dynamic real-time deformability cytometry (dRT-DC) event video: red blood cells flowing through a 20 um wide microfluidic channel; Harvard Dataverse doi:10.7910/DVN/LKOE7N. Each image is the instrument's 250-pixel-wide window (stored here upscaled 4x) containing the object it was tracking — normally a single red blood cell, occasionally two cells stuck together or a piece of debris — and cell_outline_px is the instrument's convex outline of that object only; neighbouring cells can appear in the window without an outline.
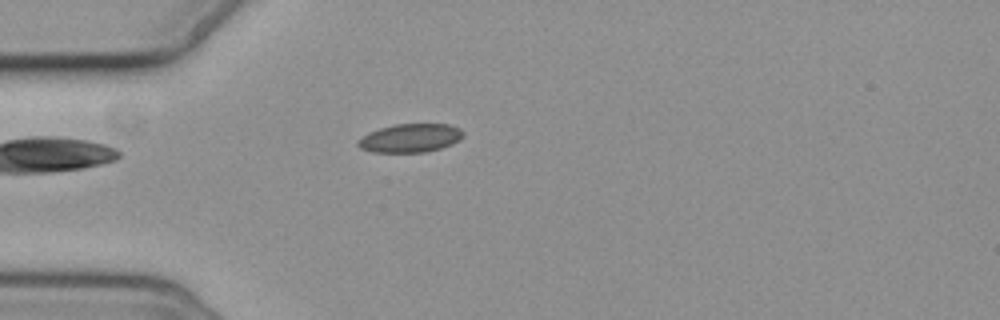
{"species": "common noctule bat (a hibernating species)", "species_latin": "Nyctalus noctula", "temperature_condition": "cold", "stored_images_in_passage": 3, "camera_frame_rate_fps": 3000, "um_per_image_px": 0.085, "animal": {"sex": "female", "body_mass_g": 19.3, "forearm_length_mm": 54.1}, "frame": {"image": 1, "passage_image": 3, "time_ms": 2.333, "image_size_px": [1000, 320], "cell_outline_px": [[464, 136], [460, 140], [452, 144], [440, 148], [424, 152], [372, 152], [360, 148], [356, 144], [356, 140], [368, 132], [380, 128], [396, 124], [448, 124], [460, 128], [464, 132]], "centroid_in_image_um": [34.86, 11.73], "position_along_channel_um": 50.1, "area_um2": 17.63}}